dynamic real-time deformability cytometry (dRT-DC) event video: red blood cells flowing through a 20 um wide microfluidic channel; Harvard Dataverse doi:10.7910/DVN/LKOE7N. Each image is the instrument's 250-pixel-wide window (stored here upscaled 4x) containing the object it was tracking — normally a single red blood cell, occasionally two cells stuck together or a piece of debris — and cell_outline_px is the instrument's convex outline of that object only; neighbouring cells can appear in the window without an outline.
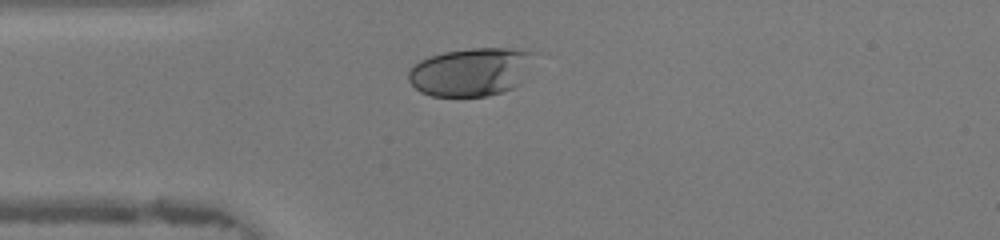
{"species": "human", "species_latin": "Homo sapiens", "temperature_condition": "warm", "stored_images_in_passage": 35, "camera_frame_rate_fps": 3000, "um_per_image_px": 0.085, "donor": {"sex": "female"}, "frame": {"image": 1, "passage_image": 8, "time_ms": 2.333, "image_size_px": [1000, 240], "cell_outline_px": [[540, 52], [520, 84], [512, 88], [488, 96], [432, 96], [420, 92], [408, 80], [408, 72], [420, 60], [428, 56], [444, 52], [472, 48], [508, 48]], "centroid_in_image_um": [40.09, 6.09], "position_along_channel_um": 44.9, "area_um2": 35.72}}
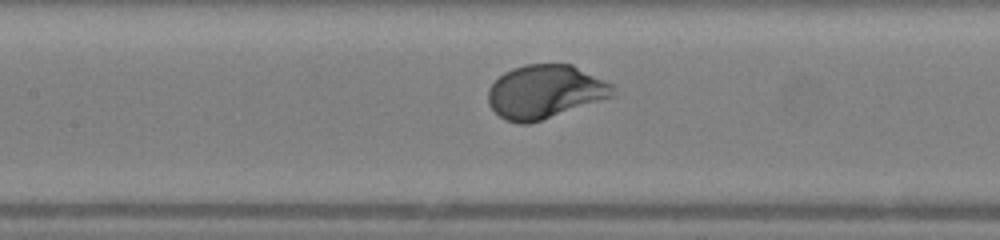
{"frame": {"image": 2, "passage_image": 17, "time_ms": 5.333, "image_size_px": [1000, 240], "cell_outline_px": [[616, 96], [528, 124], [520, 124], [508, 120], [500, 116], [488, 104], [488, 88], [504, 72], [512, 68], [524, 64], [572, 64], [612, 84], [616, 88]], "centroid_in_image_um": [46.35, 7.79], "position_along_channel_um": 161.0, "area_um2": 38.96}}
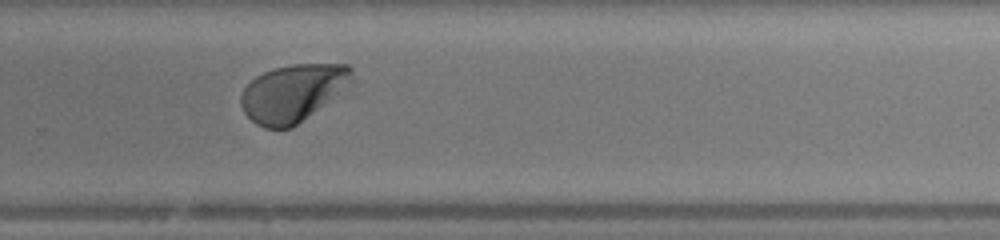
{"frame": {"image": 3, "passage_image": 27, "time_ms": 8.667, "image_size_px": [1000, 240], "cell_outline_px": [[352, 72], [312, 112], [292, 128], [264, 128], [256, 124], [244, 112], [240, 104], [240, 96], [244, 88], [256, 76], [272, 68], [292, 64], [348, 64], [352, 68]], "centroid_in_image_um": [24.68, 7.89], "position_along_channel_um": 305.1, "area_um2": 35.03}, "authors_computed_cell_mechanics": {"area_um2": 37.1076, "velocity_mm_per_s": 4.3335, "shape_relaxation_time_tau1_ms": 1.6676, "shape_relaxation_time_tau2_ms": null, "deformation_change_tau1": 0.1423, "deformation_change_tau2": null}}